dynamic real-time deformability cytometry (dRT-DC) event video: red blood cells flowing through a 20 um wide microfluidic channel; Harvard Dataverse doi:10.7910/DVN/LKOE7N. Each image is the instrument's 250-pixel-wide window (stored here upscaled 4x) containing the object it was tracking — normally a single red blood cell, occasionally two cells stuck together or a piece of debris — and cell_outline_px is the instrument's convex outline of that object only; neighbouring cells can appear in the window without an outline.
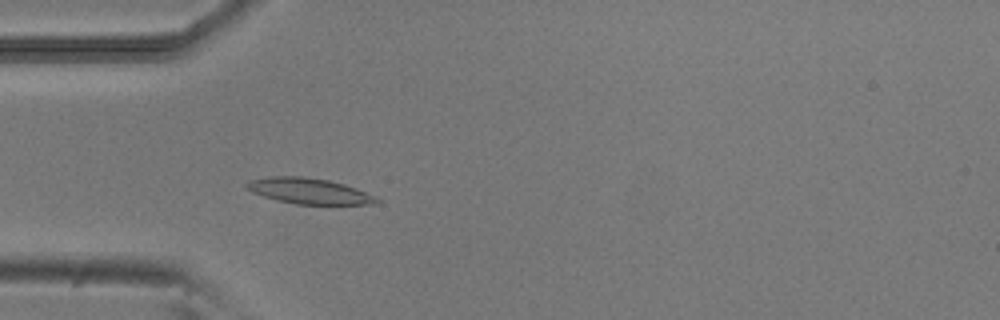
{"species": "common noctule bat (a hibernating species)", "species_latin": "Nyctalus noctula", "temperature_condition": "room temperature", "stored_images_in_passage": 53, "camera_frame_rate_fps": 3000, "um_per_image_px": 0.085, "animal": {"sex": "male", "body_mass_g": 20.5, "forearm_length_mm": 52.5}, "frame": {"image": 1, "passage_image": 16, "time_ms": 5.0, "image_size_px": [1000, 320], "cell_outline_px": [[380, 200], [376, 204], [296, 204], [264, 196], [252, 192], [244, 188], [244, 184], [252, 180], [272, 176], [304, 176], [328, 180], [344, 184], [356, 188], [376, 196]], "centroid_in_image_um": [26.28, 16.23], "position_along_channel_um": 58.7, "area_um2": 19.36}}
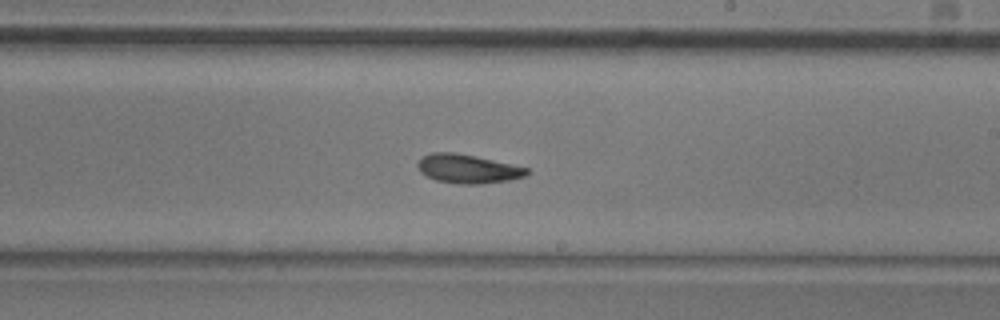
{"frame": {"image": 2, "passage_image": 31, "time_ms": 10.0, "image_size_px": [1000, 320], "cell_outline_px": [[532, 172], [524, 176], [508, 180], [480, 184], [460, 184], [436, 180], [420, 172], [416, 164], [424, 156], [432, 152], [452, 152], [476, 156], [528, 168]], "centroid_in_image_um": [39.77, 14.35], "position_along_channel_um": 249.2, "area_um2": 18.21}}
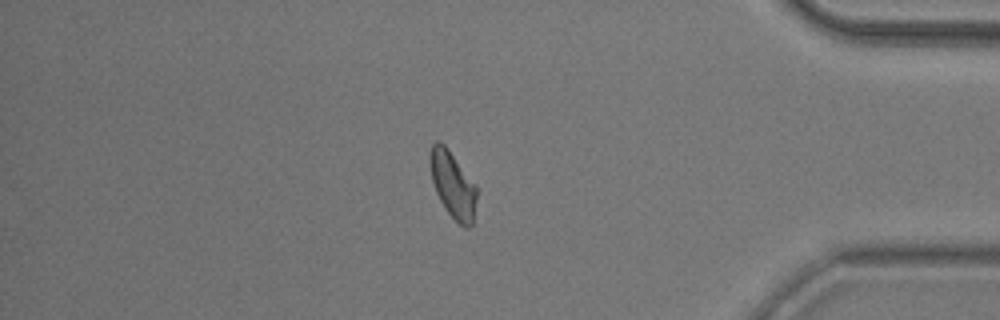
{"frame": {"image": 3, "passage_image": 45, "time_ms": 14.667, "image_size_px": [1000, 320], "cell_outline_px": [[476, 200], [472, 224], [468, 228], [464, 228], [444, 208], [436, 192], [432, 180], [428, 160], [428, 152], [432, 144], [436, 140], [440, 140], [444, 144], [476, 184]], "centroid_in_image_um": [38.45, 15.66], "position_along_channel_um": 396.7, "area_um2": 18.15}, "authors_computed_cell_mechanics": {"area_um2": 18.207, "velocity_mm_per_s": 3.8533, "shape_relaxation_time_tau1_ms": 10.8915, "shape_relaxation_time_tau2_ms": 6.2709, "deformation_change_tau1": 0.1925, "deformation_change_tau2": 0.137}}